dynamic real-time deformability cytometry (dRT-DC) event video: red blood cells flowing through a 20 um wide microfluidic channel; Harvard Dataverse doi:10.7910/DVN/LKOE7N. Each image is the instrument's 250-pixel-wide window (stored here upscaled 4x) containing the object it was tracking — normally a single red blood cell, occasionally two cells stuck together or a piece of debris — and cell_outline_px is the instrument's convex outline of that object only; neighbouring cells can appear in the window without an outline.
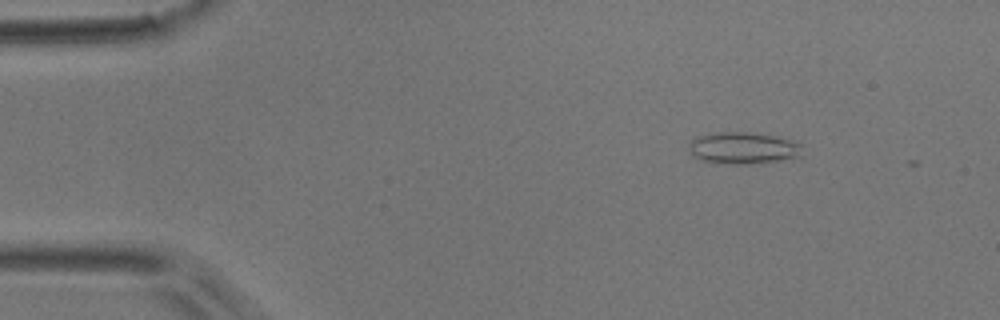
{"species": "common noctule bat (a hibernating species)", "species_latin": "Nyctalus noctula", "temperature_condition": "room temperature", "stored_images_in_passage": 4, "camera_frame_rate_fps": 3000, "um_per_image_px": 0.085, "animal": {"sex": "male", "body_mass_g": 17.9}, "frame": {"image": 1, "passage_image": 1, "time_ms": 0.0, "image_size_px": [1000, 320], "cell_outline_px": [[800, 156], [780, 160], [744, 164], [724, 164], [700, 160], [692, 156], [688, 148], [688, 144], [696, 136], [708, 132], [744, 132], [772, 136], [788, 140], [800, 144]], "centroid_in_image_um": [63.04, 12.58], "position_along_channel_um": 22.0, "area_um2": 20.87}}